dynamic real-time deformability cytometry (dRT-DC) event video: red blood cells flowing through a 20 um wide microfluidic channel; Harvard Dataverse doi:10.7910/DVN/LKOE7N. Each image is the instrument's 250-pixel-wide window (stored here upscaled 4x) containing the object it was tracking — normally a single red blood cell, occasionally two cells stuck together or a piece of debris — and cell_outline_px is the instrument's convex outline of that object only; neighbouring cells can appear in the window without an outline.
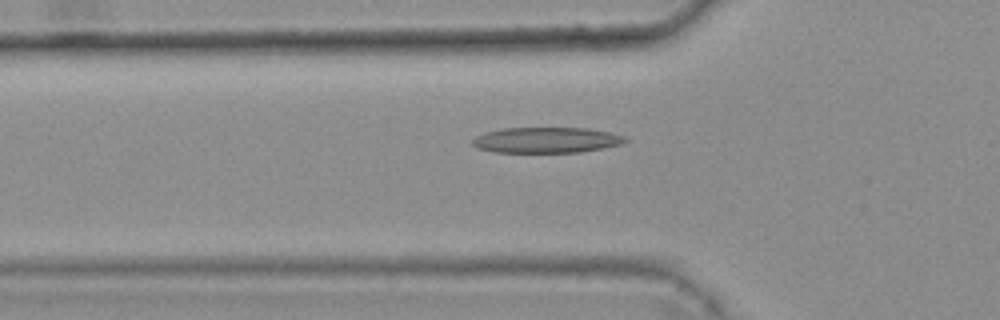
{"species": "common noctule bat (a hibernating species)", "species_latin": "Nyctalus noctula", "temperature_condition": "warm", "stored_images_in_passage": 49, "camera_frame_rate_fps": 3000, "um_per_image_px": 0.085, "animal": {"sex": "female", "body_mass_g": 25.1}, "frame": {"image": 1, "passage_image": 18, "time_ms": 5.667, "image_size_px": [1000, 320], "cell_outline_px": [[628, 140], [620, 144], [604, 148], [580, 152], [492, 152], [480, 148], [472, 144], [472, 140], [476, 136], [488, 132], [504, 128], [588, 128], [608, 132], [624, 136]], "centroid_in_image_um": [46.46, 11.91], "position_along_channel_um": 79.3, "area_um2": 22.6}}
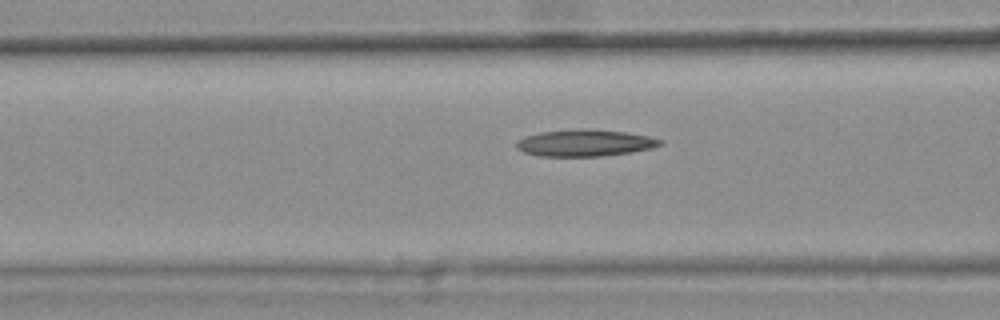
{"frame": {"image": 2, "passage_image": 21, "time_ms": 6.667, "image_size_px": [1000, 320], "cell_outline_px": [[664, 144], [652, 148], [632, 152], [600, 156], [540, 156], [524, 152], [516, 148], [516, 144], [524, 136], [540, 132], [576, 128], [592, 128], [624, 132], [648, 136], [664, 140]], "centroid_in_image_um": [49.74, 12.14], "position_along_channel_um": 116.9, "area_um2": 22.6}}
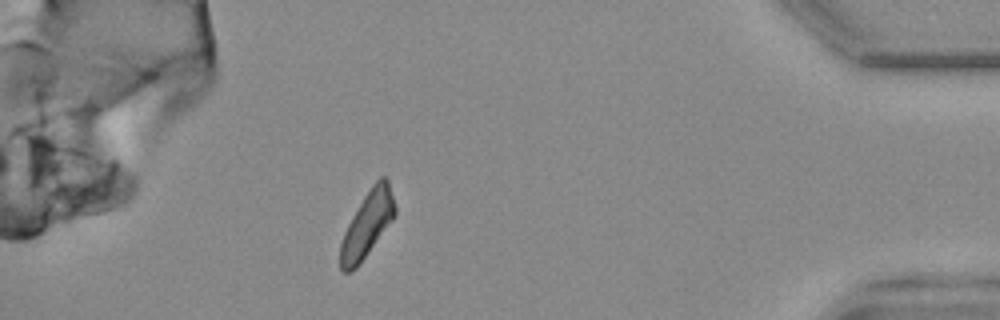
{"frame": {"image": 3, "passage_image": 48, "time_ms": 15.667, "image_size_px": [1000, 320], "cell_outline_px": [[396, 216], [356, 268], [348, 272], [344, 272], [340, 268], [340, 244], [344, 232], [352, 216], [364, 196], [372, 184], [380, 176], [384, 176], [388, 180], [396, 208]], "centroid_in_image_um": [31.22, 19.06], "position_along_channel_um": 404.0, "area_um2": 20.69}}